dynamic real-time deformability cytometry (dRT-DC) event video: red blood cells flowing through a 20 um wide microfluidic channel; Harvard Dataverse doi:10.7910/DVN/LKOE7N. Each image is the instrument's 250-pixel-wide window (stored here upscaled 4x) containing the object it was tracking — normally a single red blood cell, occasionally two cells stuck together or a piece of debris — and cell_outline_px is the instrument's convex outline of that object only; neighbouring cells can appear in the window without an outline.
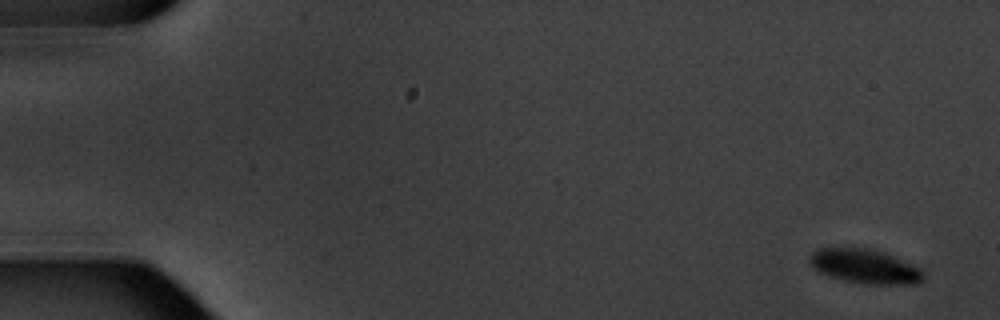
{"species": "common noctule bat (a hibernating species)", "species_latin": "Nyctalus noctula", "temperature_condition": "warm", "stored_images_in_passage": 10, "camera_frame_rate_fps": 3000, "um_per_image_px": 0.085, "animal": {"sex": "male", "body_mass_g": 20.1, "forearm_length_mm": 53.5}, "frame": {"image": 1, "passage_image": 1, "time_ms": 0.0, "image_size_px": [1000, 320], "cell_outline_px": [[924, 280], [916, 284], [868, 284], [844, 280], [828, 276], [812, 268], [808, 260], [808, 256], [812, 252], [820, 248], [868, 248], [884, 252], [920, 268], [924, 276]], "centroid_in_image_um": [73.48, 22.64], "position_along_channel_um": 11.5, "area_um2": 22.72}}
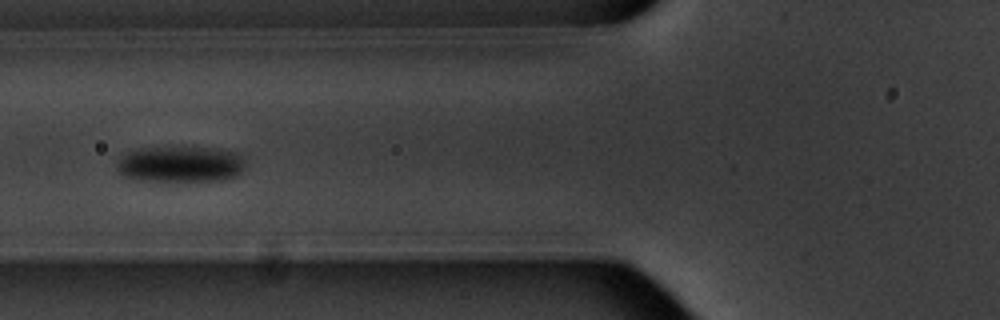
{"frame": {"image": 2, "passage_image": 7, "time_ms": 7.0, "image_size_px": [1000, 320], "cell_outline_px": [[248, 156], [244, 168], [236, 176], [224, 180], [136, 180], [120, 176], [116, 168], [116, 164], [128, 152], [136, 148], [216, 148], [240, 152]], "centroid_in_image_um": [15.4, 13.95], "position_along_channel_um": 110.4, "area_um2": 27.22}}
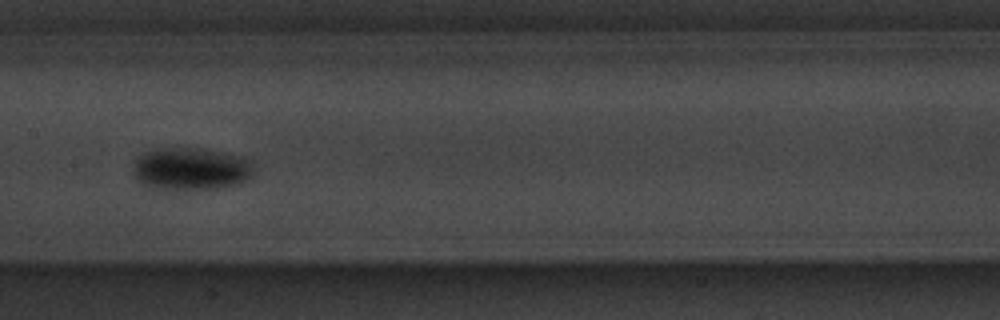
{"frame": {"image": 3, "passage_image": 9, "time_ms": 9.333, "image_size_px": [1000, 320], "cell_outline_px": [[252, 176], [236, 184], [220, 188], [152, 188], [144, 184], [136, 176], [136, 160], [144, 152], [176, 144], [204, 148], [236, 156], [248, 160], [252, 172]], "centroid_in_image_um": [16.2, 14.29], "position_along_channel_um": 191.2, "area_um2": 29.42}}